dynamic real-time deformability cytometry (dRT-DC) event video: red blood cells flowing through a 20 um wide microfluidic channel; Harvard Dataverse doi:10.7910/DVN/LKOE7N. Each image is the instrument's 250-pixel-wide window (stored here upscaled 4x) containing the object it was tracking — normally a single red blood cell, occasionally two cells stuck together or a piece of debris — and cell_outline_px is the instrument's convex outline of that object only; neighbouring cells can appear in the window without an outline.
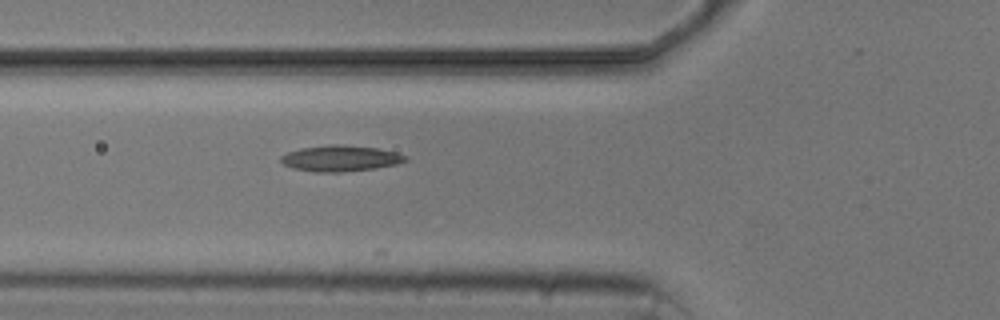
{"species": "common noctule bat (a hibernating species)", "species_latin": "Nyctalus noctula", "temperature_condition": "cold", "stored_images_in_passage": 6, "segment_of_instrument_passage": [1, 2], "camera_frame_rate_fps": 3000, "um_per_image_px": 0.085, "animal": {"sex": "male", "body_mass_g": 20.5, "forearm_length_mm": 52.5}, "frame": {"image": 1, "passage_image": 3, "time_ms": 3.333, "image_size_px": [1000, 320], "cell_outline_px": [[408, 160], [396, 164], [376, 168], [340, 172], [316, 172], [292, 168], [284, 164], [280, 160], [280, 156], [288, 152], [300, 148], [328, 144], [340, 144], [376, 148], [396, 152], [408, 156]], "centroid_in_image_um": [28.93, 13.45], "position_along_channel_um": 96.9, "area_um2": 18.9}}